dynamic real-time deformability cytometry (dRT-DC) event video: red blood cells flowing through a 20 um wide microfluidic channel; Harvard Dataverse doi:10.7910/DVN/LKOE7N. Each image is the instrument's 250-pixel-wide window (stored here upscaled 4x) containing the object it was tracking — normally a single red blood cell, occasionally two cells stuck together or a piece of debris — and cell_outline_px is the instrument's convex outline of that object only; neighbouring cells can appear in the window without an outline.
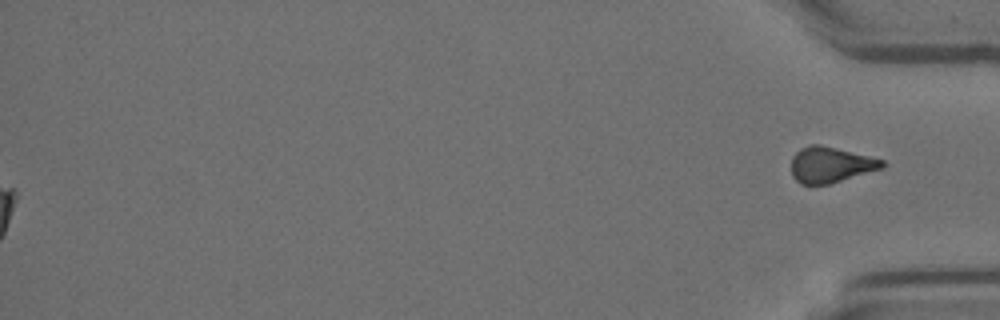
{"species": "Egyptian fruit bat (a non-hibernating species)", "species_latin": "Rousettus aegyptiacus", "temperature_condition": "room temperature", "stored_images_in_passage": 14, "segment_of_instrument_passage": [2, 2], "camera_frame_rate_fps": 3000, "um_per_image_px": 0.085, "animal": {"sex": "female"}, "frame": {"image": 1, "passage_image": 14, "time_ms": 16.0, "image_size_px": [1000, 320], "cell_outline_px": [[884, 168], [828, 184], [800, 184], [792, 176], [792, 156], [800, 148], [808, 144], [820, 144], [884, 160]], "centroid_in_image_um": [70.57, 13.99], "position_along_channel_um": 364.6, "area_um2": 18.84}}